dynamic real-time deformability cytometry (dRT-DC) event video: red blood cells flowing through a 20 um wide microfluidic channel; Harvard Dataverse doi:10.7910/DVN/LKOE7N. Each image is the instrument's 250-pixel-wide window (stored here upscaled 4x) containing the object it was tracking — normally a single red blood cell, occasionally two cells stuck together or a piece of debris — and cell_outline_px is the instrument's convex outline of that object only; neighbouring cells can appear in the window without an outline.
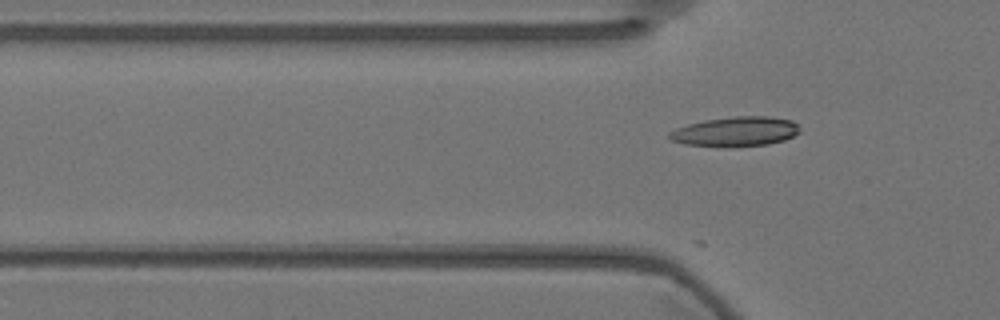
{"species": "Egyptian fruit bat (a non-hibernating species)", "species_latin": "Rousettus aegyptiacus", "temperature_condition": "warm", "stored_images_in_passage": 21, "camera_frame_rate_fps": 3000, "um_per_image_px": 0.085, "animal": {"sex": "female"}, "frame": {"image": 1, "passage_image": 17, "time_ms": 5.333, "image_size_px": [1000, 320], "cell_outline_px": [[800, 132], [784, 140], [768, 144], [728, 148], [684, 144], [672, 140], [668, 136], [668, 132], [676, 128], [688, 124], [704, 120], [736, 116], [768, 116], [792, 120], [800, 128]], "centroid_in_image_um": [62.51, 11.19], "position_along_channel_um": 63.3, "area_um2": 22.77}}
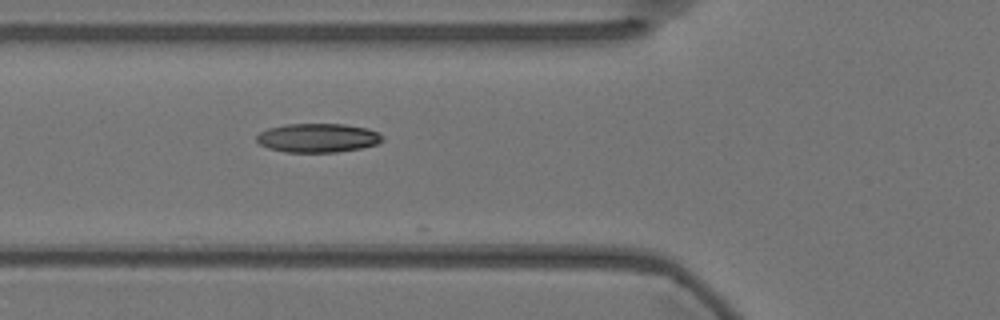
{"frame": {"image": 2, "passage_image": 20, "time_ms": 6.333, "image_size_px": [1000, 320], "cell_outline_px": [[384, 140], [376, 144], [360, 148], [336, 152], [284, 152], [268, 148], [260, 144], [256, 140], [256, 136], [260, 132], [268, 128], [284, 124], [344, 124], [368, 128], [384, 136]], "centroid_in_image_um": [27.0, 11.71], "position_along_channel_um": 98.8, "area_um2": 21.27}}